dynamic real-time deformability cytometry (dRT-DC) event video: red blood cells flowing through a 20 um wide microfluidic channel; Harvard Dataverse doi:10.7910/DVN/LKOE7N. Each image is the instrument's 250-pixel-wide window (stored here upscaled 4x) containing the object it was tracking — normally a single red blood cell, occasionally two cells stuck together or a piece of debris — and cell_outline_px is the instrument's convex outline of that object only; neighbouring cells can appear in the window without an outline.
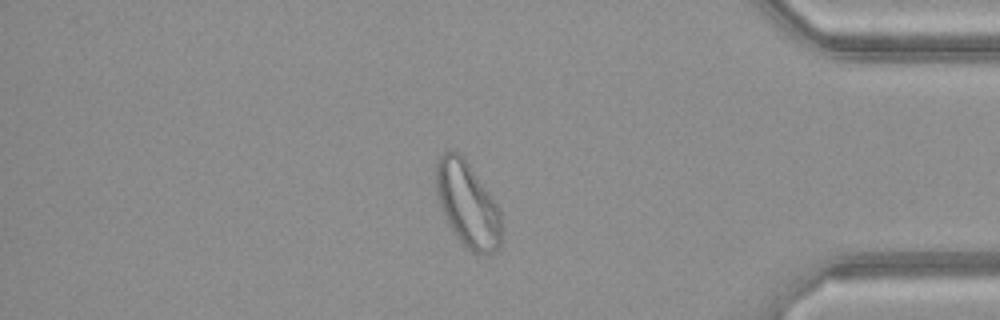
{"species": "common noctule bat (a hibernating species)", "species_latin": "Nyctalus noctula", "temperature_condition": "warm", "stored_images_in_passage": 49, "camera_frame_rate_fps": 3000, "um_per_image_px": 0.085, "animal": {"sex": "female", "body_mass_g": 21.9}, "frame": {"image": 1, "passage_image": 42, "time_ms": 13.667, "image_size_px": [1000, 320], "cell_outline_px": [[500, 248], [484, 256], [472, 252], [456, 236], [448, 224], [436, 196], [436, 164], [440, 156], [448, 148], [452, 148], [460, 152], [464, 156], [492, 196], [500, 208]], "centroid_in_image_um": [39.73, 17.33], "position_along_channel_um": 395.5, "area_um2": 32.77}}